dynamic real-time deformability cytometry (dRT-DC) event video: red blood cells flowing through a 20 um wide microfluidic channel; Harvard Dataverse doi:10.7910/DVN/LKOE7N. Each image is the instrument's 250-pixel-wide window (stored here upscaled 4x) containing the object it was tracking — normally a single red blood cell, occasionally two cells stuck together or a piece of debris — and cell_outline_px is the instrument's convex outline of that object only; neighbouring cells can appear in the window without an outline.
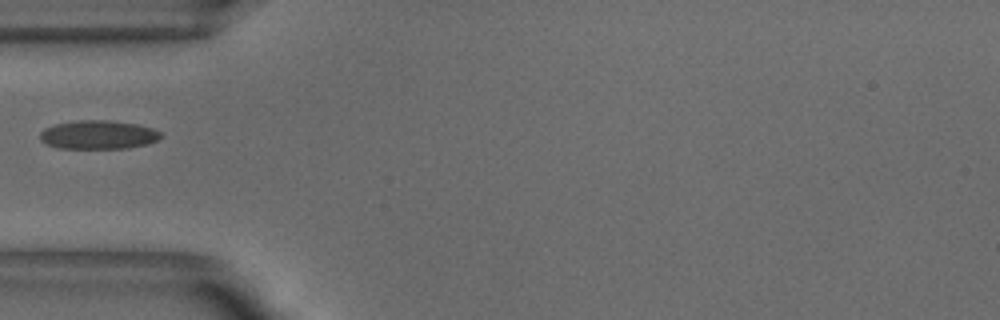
{"species": "common noctule bat (a hibernating species)", "species_latin": "Nyctalus noctula", "temperature_condition": "warm", "stored_images_in_passage": 37, "camera_frame_rate_fps": 3000, "um_per_image_px": 0.085, "animal": {"sex": "male", "body_mass_g": 18.8}, "frame": {"image": 1, "passage_image": 1, "time_ms": 0.0, "image_size_px": [1000, 320], "cell_outline_px": [[164, 136], [148, 144], [128, 148], [60, 148], [48, 144], [40, 140], [40, 132], [44, 128], [56, 124], [76, 120], [108, 120], [136, 124], [152, 128], [160, 132]], "centroid_in_image_um": [8.36, 11.45], "position_along_channel_um": 76.6, "area_um2": 20.17}}
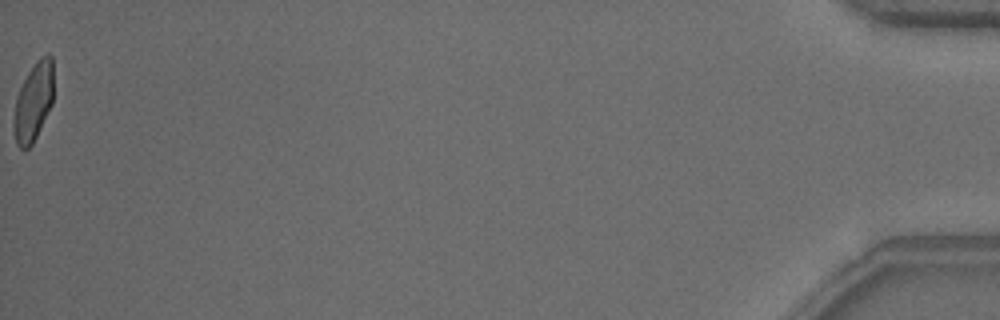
{"frame": {"image": 2, "passage_image": 37, "time_ms": 12.0, "image_size_px": [1000, 320], "cell_outline_px": [[52, 104], [32, 144], [28, 148], [20, 148], [16, 144], [12, 128], [12, 120], [16, 96], [28, 72], [36, 60], [40, 56], [48, 52], [52, 56]], "centroid_in_image_um": [2.81, 8.65], "position_along_channel_um": 432.4, "area_um2": 18.26}}